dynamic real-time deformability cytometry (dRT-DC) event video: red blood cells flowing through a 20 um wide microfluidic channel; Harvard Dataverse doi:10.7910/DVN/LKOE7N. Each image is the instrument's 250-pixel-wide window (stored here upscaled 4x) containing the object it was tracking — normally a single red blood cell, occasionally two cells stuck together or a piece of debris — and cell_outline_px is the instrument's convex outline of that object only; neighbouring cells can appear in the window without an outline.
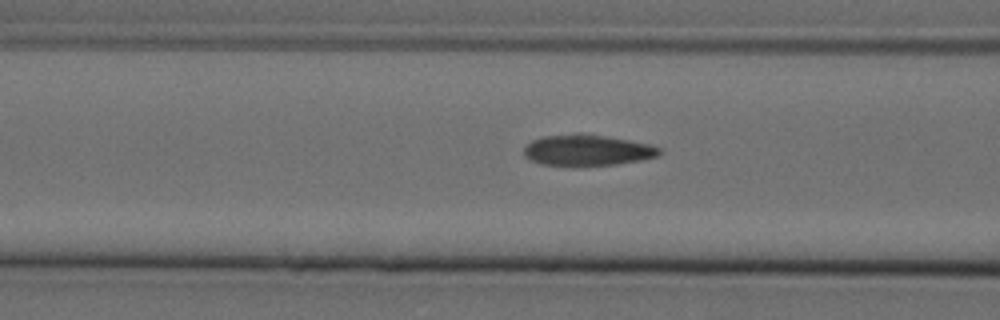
{"species": "Egyptian fruit bat (a non-hibernating species)", "species_latin": "Rousettus aegyptiacus", "temperature_condition": "cold", "stored_images_in_passage": 14, "camera_frame_rate_fps": 3000, "um_per_image_px": 0.085, "animal": {"sex": "female"}, "frame": {"image": 1, "passage_image": 8, "time_ms": 2.333, "image_size_px": [1000, 320], "cell_outline_px": [[664, 152], [656, 156], [640, 160], [616, 164], [572, 168], [540, 164], [524, 156], [524, 148], [532, 140], [544, 136], [576, 132], [580, 132], [628, 140], [648, 144], [660, 148]], "centroid_in_image_um": [49.87, 12.79], "position_along_channel_um": 116.7, "area_um2": 25.14}}
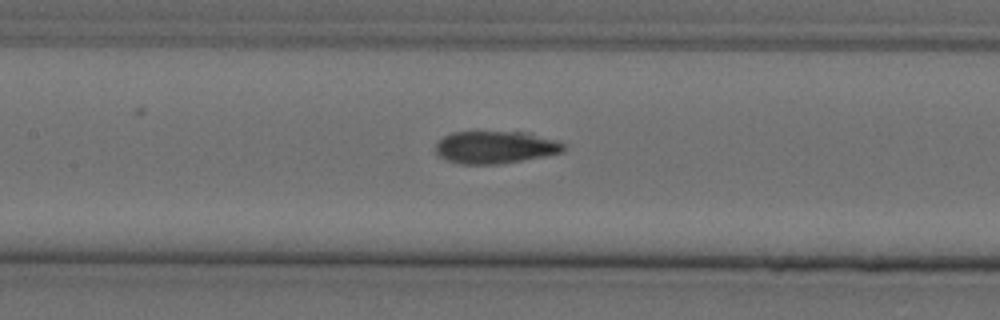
{"frame": {"image": 2, "passage_image": 12, "time_ms": 3.667, "image_size_px": [1000, 320], "cell_outline_px": [[568, 148], [564, 152], [544, 156], [500, 164], [460, 164], [444, 160], [436, 152], [436, 144], [444, 136], [452, 132], [524, 132], [560, 140], [568, 144]], "centroid_in_image_um": [42.17, 12.52], "position_along_channel_um": 165.2, "area_um2": 24.51}}